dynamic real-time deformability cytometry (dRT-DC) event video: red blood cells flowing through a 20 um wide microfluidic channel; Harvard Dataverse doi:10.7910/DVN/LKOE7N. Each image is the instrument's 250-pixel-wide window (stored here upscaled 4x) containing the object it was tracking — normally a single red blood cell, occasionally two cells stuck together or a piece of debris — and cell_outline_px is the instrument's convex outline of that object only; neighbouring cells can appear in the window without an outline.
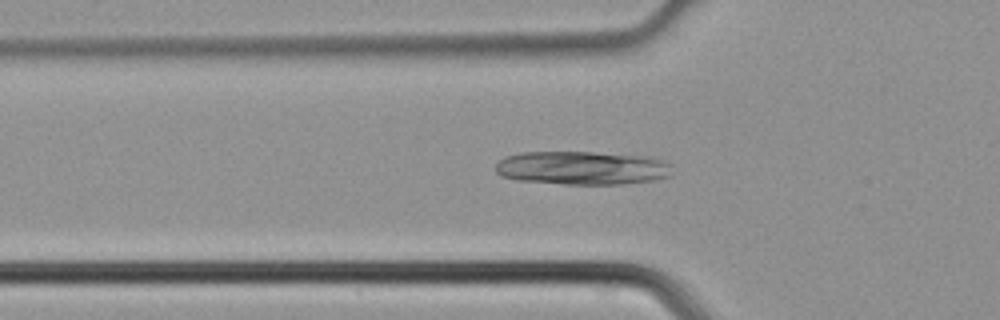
{"species": "common noctule bat (a hibernating species)", "species_latin": "Nyctalus noctula", "temperature_condition": "cold", "stored_images_in_passage": 31, "camera_frame_rate_fps": 3000, "um_per_image_px": 0.085, "animal": {"sex": "male", "body_mass_g": 21.5, "forearm_length_mm": 52.0}, "frame": {"image": 1, "passage_image": 5, "time_ms": 1.333, "image_size_px": [1000, 320], "cell_outline_px": [[672, 176], [656, 180], [620, 184], [564, 184], [516, 180], [500, 176], [496, 172], [496, 164], [504, 156], [520, 152], [592, 152], [644, 156], [660, 160], [672, 164]], "centroid_in_image_um": [49.47, 14.28], "position_along_channel_um": 76.3, "area_um2": 34.8}}
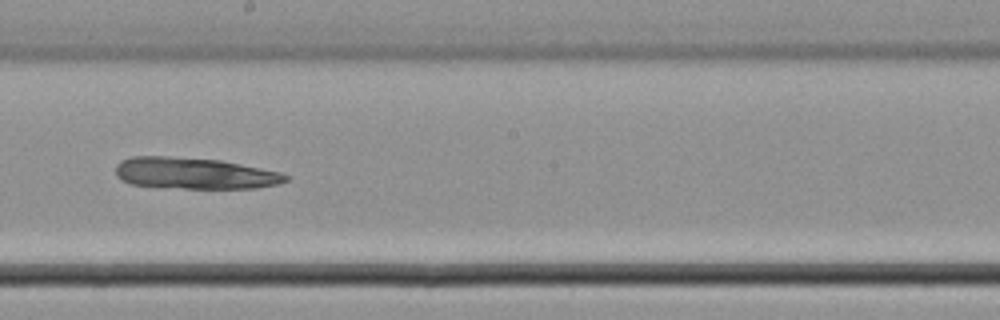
{"frame": {"image": 2, "passage_image": 15, "time_ms": 4.667, "image_size_px": [1000, 320], "cell_outline_px": [[288, 180], [276, 184], [256, 188], [160, 188], [128, 184], [120, 180], [116, 176], [116, 164], [120, 160], [132, 156], [168, 156], [220, 160], [280, 172], [288, 176]], "centroid_in_image_um": [16.43, 14.74], "position_along_channel_um": 231.8, "area_um2": 31.39}}
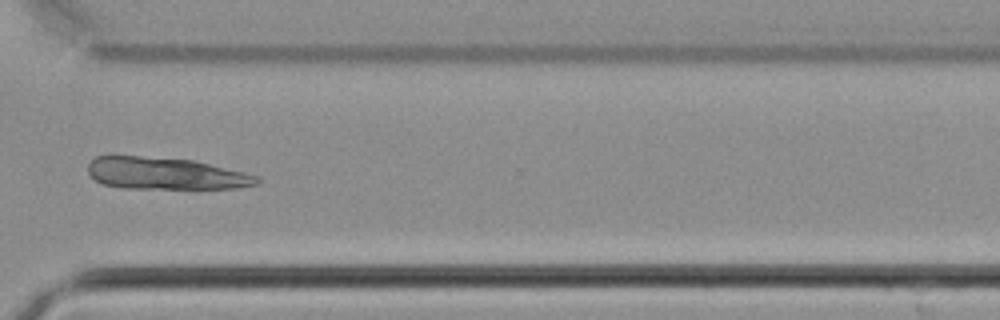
{"frame": {"image": 3, "passage_image": 23, "time_ms": 7.333, "image_size_px": [1000, 320], "cell_outline_px": [[260, 180], [256, 184], [236, 188], [120, 188], [104, 184], [96, 180], [88, 172], [88, 164], [96, 156], [140, 156], [192, 160], [260, 176]], "centroid_in_image_um": [14.05, 14.75], "position_along_channel_um": 356.5, "area_um2": 31.15}}